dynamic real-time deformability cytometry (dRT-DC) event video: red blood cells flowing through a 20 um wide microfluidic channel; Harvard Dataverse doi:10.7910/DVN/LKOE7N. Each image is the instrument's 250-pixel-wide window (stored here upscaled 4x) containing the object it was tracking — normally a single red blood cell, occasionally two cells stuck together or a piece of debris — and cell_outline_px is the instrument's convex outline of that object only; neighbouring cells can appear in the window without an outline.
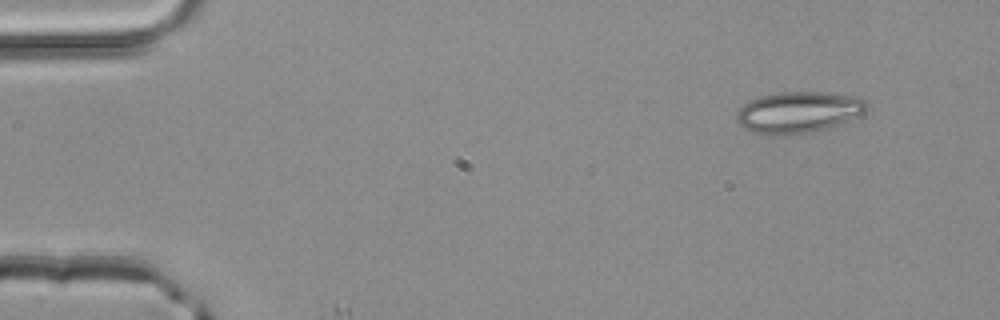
{"species": "common noctule bat (a hibernating species)", "species_latin": "Nyctalus noctula", "temperature_condition": "room temperature", "stored_images_in_passage": 2, "camera_frame_rate_fps": 3000, "um_per_image_px": 0.085, "animal": {"sex": "male", "body_mass_g": 20.4}, "frame": {"image": 1, "passage_image": 1, "time_ms": 0.0, "image_size_px": [1000, 320], "cell_outline_px": [[868, 108], [864, 112], [836, 124], [824, 128], [808, 132], [784, 136], [760, 136], [752, 132], [740, 124], [736, 120], [736, 108], [760, 96], [784, 92], [820, 92], [860, 96], [868, 100]], "centroid_in_image_um": [67.82, 9.54], "position_along_channel_um": 17.2, "area_um2": 31.44}}